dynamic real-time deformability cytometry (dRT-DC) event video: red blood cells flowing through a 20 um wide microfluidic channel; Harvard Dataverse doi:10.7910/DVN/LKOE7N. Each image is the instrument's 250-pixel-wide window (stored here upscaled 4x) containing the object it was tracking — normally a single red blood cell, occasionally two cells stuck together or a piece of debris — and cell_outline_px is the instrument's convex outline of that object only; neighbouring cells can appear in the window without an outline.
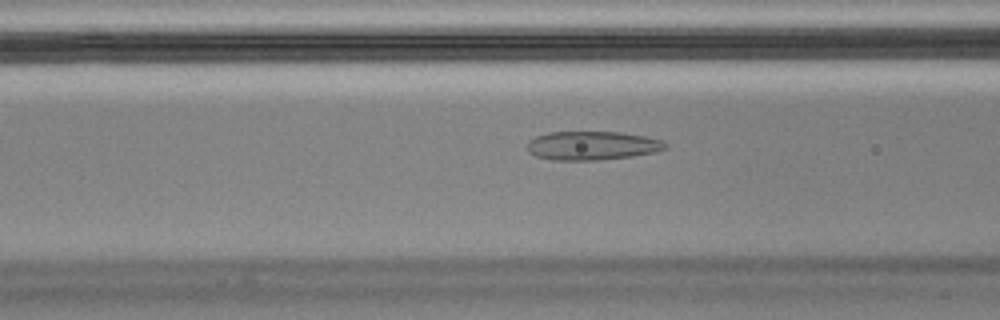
{"species": "Egyptian fruit bat (a non-hibernating species)", "species_latin": "Rousettus aegyptiacus", "temperature_condition": "cold", "stored_images_in_passage": 34, "camera_frame_rate_fps": 3000, "um_per_image_px": 0.085, "animal": {"sex": "male"}, "frame": {"image": 1, "passage_image": 6, "time_ms": 1.667, "image_size_px": [1000, 320], "cell_outline_px": [[668, 148], [656, 152], [632, 156], [596, 160], [552, 160], [536, 156], [528, 152], [528, 140], [536, 136], [548, 132], [620, 132], [644, 136], [664, 140], [668, 144]], "centroid_in_image_um": [50.36, 12.37], "position_along_channel_um": 116.2, "area_um2": 23.29}, "authors_computed_cell_mechanics": {"area_um2": 24.5361, "velocity_mm_per_s": 3.4563, "shape_relaxation_time_tau1_ms": null, "shape_relaxation_time_tau2_ms": 1.4557, "deformation_change_tau1": null, "deformation_change_tau2": 0.075}}